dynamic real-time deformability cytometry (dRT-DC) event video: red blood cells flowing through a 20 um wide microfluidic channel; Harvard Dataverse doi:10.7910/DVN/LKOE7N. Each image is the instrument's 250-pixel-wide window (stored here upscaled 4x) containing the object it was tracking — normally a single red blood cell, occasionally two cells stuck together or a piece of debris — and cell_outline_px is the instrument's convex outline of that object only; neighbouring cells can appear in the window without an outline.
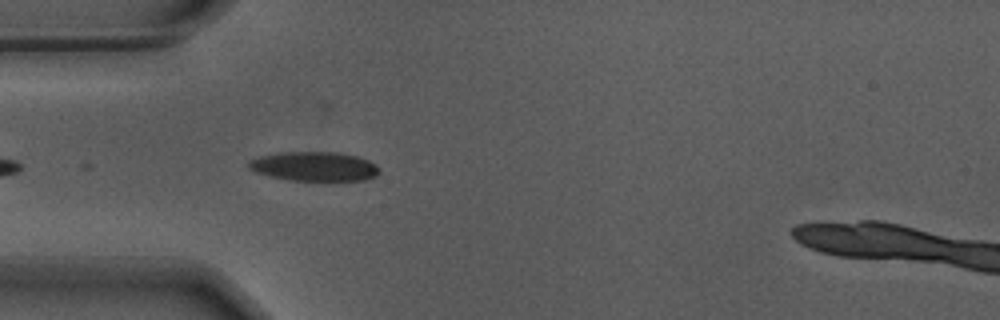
{"species": "Egyptian fruit bat (a non-hibernating species)", "species_latin": "Rousettus aegyptiacus", "temperature_condition": "warm", "stored_images_in_passage": 20, "camera_frame_rate_fps": 3000, "um_per_image_px": 0.085, "animal": {"sex": "male"}, "frame": {"image": 1, "passage_image": 4, "time_ms": 1.0, "image_size_px": [1000, 320], "cell_outline_px": [[380, 172], [376, 176], [364, 180], [288, 180], [256, 172], [248, 168], [248, 160], [260, 156], [280, 152], [340, 152], [356, 156], [368, 160], [376, 164]], "centroid_in_image_um": [26.72, 14.13], "position_along_channel_um": 58.3, "area_um2": 22.25}}
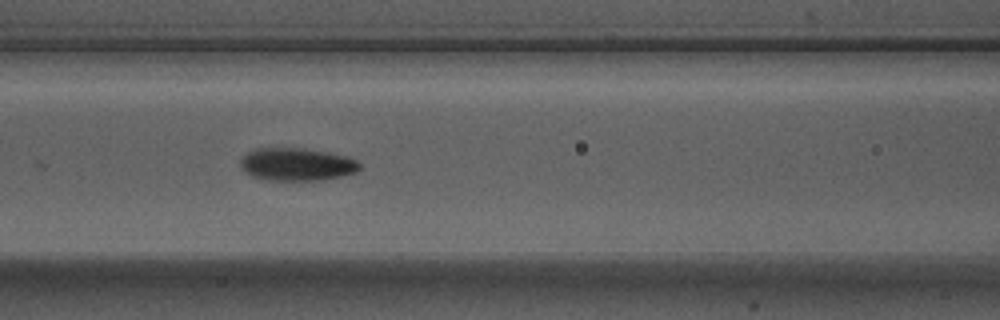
{"frame": {"image": 2, "passage_image": 11, "time_ms": 3.333, "image_size_px": [1000, 320], "cell_outline_px": [[360, 168], [356, 172], [324, 180], [260, 180], [244, 172], [240, 168], [240, 160], [248, 152], [256, 148], [300, 148], [328, 152], [348, 156], [356, 160], [360, 164]], "centroid_in_image_um": [25.2, 13.97], "position_along_channel_um": 141.4, "area_um2": 22.95}}
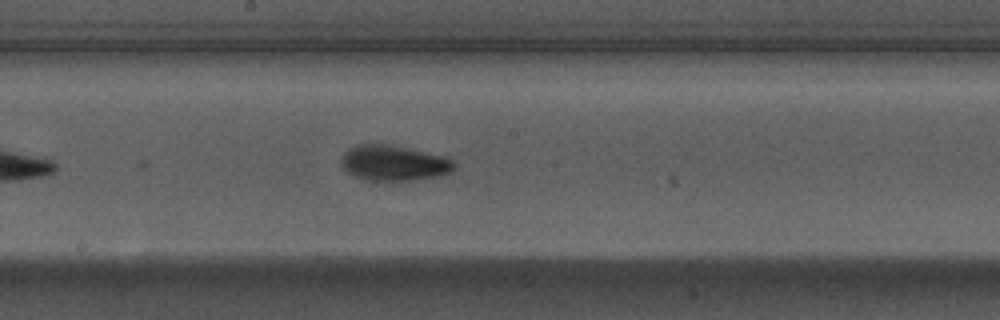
{"frame": {"image": 3, "passage_image": 17, "time_ms": 5.333, "image_size_px": [1000, 320], "cell_outline_px": [[456, 168], [452, 172], [440, 176], [416, 180], [364, 180], [352, 176], [340, 164], [340, 156], [348, 148], [356, 144], [388, 144], [448, 156], [456, 164]], "centroid_in_image_um": [33.48, 13.85], "position_along_channel_um": 214.7, "area_um2": 23.87}}